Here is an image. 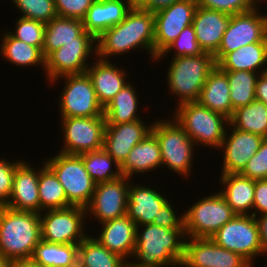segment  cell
<instances>
[{
	"instance_id": "3",
	"label": "cell",
	"mask_w": 267,
	"mask_h": 267,
	"mask_svg": "<svg viewBox=\"0 0 267 267\" xmlns=\"http://www.w3.org/2000/svg\"><path fill=\"white\" fill-rule=\"evenodd\" d=\"M41 240L40 213L0 206V254L8 261L31 259Z\"/></svg>"
},
{
	"instance_id": "1",
	"label": "cell",
	"mask_w": 267,
	"mask_h": 267,
	"mask_svg": "<svg viewBox=\"0 0 267 267\" xmlns=\"http://www.w3.org/2000/svg\"><path fill=\"white\" fill-rule=\"evenodd\" d=\"M154 13L142 8L131 9L125 19L112 26L96 39V56L108 60L109 56L125 54L131 49L142 48L154 60Z\"/></svg>"
},
{
	"instance_id": "13",
	"label": "cell",
	"mask_w": 267,
	"mask_h": 267,
	"mask_svg": "<svg viewBox=\"0 0 267 267\" xmlns=\"http://www.w3.org/2000/svg\"><path fill=\"white\" fill-rule=\"evenodd\" d=\"M62 119L64 136L63 149L59 151L68 155H81L103 148L106 119L100 117H70Z\"/></svg>"
},
{
	"instance_id": "6",
	"label": "cell",
	"mask_w": 267,
	"mask_h": 267,
	"mask_svg": "<svg viewBox=\"0 0 267 267\" xmlns=\"http://www.w3.org/2000/svg\"><path fill=\"white\" fill-rule=\"evenodd\" d=\"M151 133L157 138L162 156V166L179 175L190 176L193 163L194 141L172 117V121L152 123Z\"/></svg>"
},
{
	"instance_id": "45",
	"label": "cell",
	"mask_w": 267,
	"mask_h": 267,
	"mask_svg": "<svg viewBox=\"0 0 267 267\" xmlns=\"http://www.w3.org/2000/svg\"><path fill=\"white\" fill-rule=\"evenodd\" d=\"M21 162L9 163L4 158L0 159V206H5L10 199L16 167Z\"/></svg>"
},
{
	"instance_id": "43",
	"label": "cell",
	"mask_w": 267,
	"mask_h": 267,
	"mask_svg": "<svg viewBox=\"0 0 267 267\" xmlns=\"http://www.w3.org/2000/svg\"><path fill=\"white\" fill-rule=\"evenodd\" d=\"M240 174L253 180L267 179V138H264L259 150L249 159Z\"/></svg>"
},
{
	"instance_id": "52",
	"label": "cell",
	"mask_w": 267,
	"mask_h": 267,
	"mask_svg": "<svg viewBox=\"0 0 267 267\" xmlns=\"http://www.w3.org/2000/svg\"><path fill=\"white\" fill-rule=\"evenodd\" d=\"M130 8H142L145 9L146 0H123Z\"/></svg>"
},
{
	"instance_id": "32",
	"label": "cell",
	"mask_w": 267,
	"mask_h": 267,
	"mask_svg": "<svg viewBox=\"0 0 267 267\" xmlns=\"http://www.w3.org/2000/svg\"><path fill=\"white\" fill-rule=\"evenodd\" d=\"M38 192L40 213L46 210L64 209L73 206L66 197L63 185L46 165L39 168Z\"/></svg>"
},
{
	"instance_id": "29",
	"label": "cell",
	"mask_w": 267,
	"mask_h": 267,
	"mask_svg": "<svg viewBox=\"0 0 267 267\" xmlns=\"http://www.w3.org/2000/svg\"><path fill=\"white\" fill-rule=\"evenodd\" d=\"M85 32L83 21L75 18L55 17L46 23L42 52L45 59L65 43L78 42Z\"/></svg>"
},
{
	"instance_id": "17",
	"label": "cell",
	"mask_w": 267,
	"mask_h": 267,
	"mask_svg": "<svg viewBox=\"0 0 267 267\" xmlns=\"http://www.w3.org/2000/svg\"><path fill=\"white\" fill-rule=\"evenodd\" d=\"M130 179L121 176L118 179L96 184L90 203L85 207L88 214L103 223L127 214Z\"/></svg>"
},
{
	"instance_id": "54",
	"label": "cell",
	"mask_w": 267,
	"mask_h": 267,
	"mask_svg": "<svg viewBox=\"0 0 267 267\" xmlns=\"http://www.w3.org/2000/svg\"><path fill=\"white\" fill-rule=\"evenodd\" d=\"M65 267H82L79 263V261L77 260L76 262H74L73 264L69 265V266H65Z\"/></svg>"
},
{
	"instance_id": "16",
	"label": "cell",
	"mask_w": 267,
	"mask_h": 267,
	"mask_svg": "<svg viewBox=\"0 0 267 267\" xmlns=\"http://www.w3.org/2000/svg\"><path fill=\"white\" fill-rule=\"evenodd\" d=\"M183 267H253L245 258L221 246L211 238L186 237Z\"/></svg>"
},
{
	"instance_id": "14",
	"label": "cell",
	"mask_w": 267,
	"mask_h": 267,
	"mask_svg": "<svg viewBox=\"0 0 267 267\" xmlns=\"http://www.w3.org/2000/svg\"><path fill=\"white\" fill-rule=\"evenodd\" d=\"M96 50V38L87 31L78 37V42L63 44L45 59V74L48 75V80L52 81L69 74L85 73L90 65L86 64V61L91 54L97 53Z\"/></svg>"
},
{
	"instance_id": "51",
	"label": "cell",
	"mask_w": 267,
	"mask_h": 267,
	"mask_svg": "<svg viewBox=\"0 0 267 267\" xmlns=\"http://www.w3.org/2000/svg\"><path fill=\"white\" fill-rule=\"evenodd\" d=\"M8 267H39L31 259L11 260Z\"/></svg>"
},
{
	"instance_id": "46",
	"label": "cell",
	"mask_w": 267,
	"mask_h": 267,
	"mask_svg": "<svg viewBox=\"0 0 267 267\" xmlns=\"http://www.w3.org/2000/svg\"><path fill=\"white\" fill-rule=\"evenodd\" d=\"M154 225L171 229H184V215L177 217L173 207L167 201L159 210V215L154 218Z\"/></svg>"
},
{
	"instance_id": "44",
	"label": "cell",
	"mask_w": 267,
	"mask_h": 267,
	"mask_svg": "<svg viewBox=\"0 0 267 267\" xmlns=\"http://www.w3.org/2000/svg\"><path fill=\"white\" fill-rule=\"evenodd\" d=\"M95 0H54L57 15L83 20Z\"/></svg>"
},
{
	"instance_id": "47",
	"label": "cell",
	"mask_w": 267,
	"mask_h": 267,
	"mask_svg": "<svg viewBox=\"0 0 267 267\" xmlns=\"http://www.w3.org/2000/svg\"><path fill=\"white\" fill-rule=\"evenodd\" d=\"M251 215L257 217L259 215L267 213V179L255 180V189H254V204Z\"/></svg>"
},
{
	"instance_id": "24",
	"label": "cell",
	"mask_w": 267,
	"mask_h": 267,
	"mask_svg": "<svg viewBox=\"0 0 267 267\" xmlns=\"http://www.w3.org/2000/svg\"><path fill=\"white\" fill-rule=\"evenodd\" d=\"M133 184L130 182L126 215L136 224V228L140 229L141 225L153 223L168 200L152 188Z\"/></svg>"
},
{
	"instance_id": "41",
	"label": "cell",
	"mask_w": 267,
	"mask_h": 267,
	"mask_svg": "<svg viewBox=\"0 0 267 267\" xmlns=\"http://www.w3.org/2000/svg\"><path fill=\"white\" fill-rule=\"evenodd\" d=\"M16 22L15 32L11 31L10 34L14 38L29 45L39 47L42 50L46 23L21 16Z\"/></svg>"
},
{
	"instance_id": "34",
	"label": "cell",
	"mask_w": 267,
	"mask_h": 267,
	"mask_svg": "<svg viewBox=\"0 0 267 267\" xmlns=\"http://www.w3.org/2000/svg\"><path fill=\"white\" fill-rule=\"evenodd\" d=\"M82 267H128L120 255L109 251L90 235L78 244V259Z\"/></svg>"
},
{
	"instance_id": "33",
	"label": "cell",
	"mask_w": 267,
	"mask_h": 267,
	"mask_svg": "<svg viewBox=\"0 0 267 267\" xmlns=\"http://www.w3.org/2000/svg\"><path fill=\"white\" fill-rule=\"evenodd\" d=\"M78 259V244H56L41 240L31 260L39 267H65Z\"/></svg>"
},
{
	"instance_id": "19",
	"label": "cell",
	"mask_w": 267,
	"mask_h": 267,
	"mask_svg": "<svg viewBox=\"0 0 267 267\" xmlns=\"http://www.w3.org/2000/svg\"><path fill=\"white\" fill-rule=\"evenodd\" d=\"M231 135L226 132L220 146L224 150L222 174L240 173L249 159L259 150L264 140L260 135L231 128Z\"/></svg>"
},
{
	"instance_id": "15",
	"label": "cell",
	"mask_w": 267,
	"mask_h": 267,
	"mask_svg": "<svg viewBox=\"0 0 267 267\" xmlns=\"http://www.w3.org/2000/svg\"><path fill=\"white\" fill-rule=\"evenodd\" d=\"M196 0H181L154 12L155 39L154 60L189 25H192Z\"/></svg>"
},
{
	"instance_id": "12",
	"label": "cell",
	"mask_w": 267,
	"mask_h": 267,
	"mask_svg": "<svg viewBox=\"0 0 267 267\" xmlns=\"http://www.w3.org/2000/svg\"><path fill=\"white\" fill-rule=\"evenodd\" d=\"M46 211L44 215L40 213L42 240L56 244H79L88 236L83 227L87 215L85 207L71 206Z\"/></svg>"
},
{
	"instance_id": "37",
	"label": "cell",
	"mask_w": 267,
	"mask_h": 267,
	"mask_svg": "<svg viewBox=\"0 0 267 267\" xmlns=\"http://www.w3.org/2000/svg\"><path fill=\"white\" fill-rule=\"evenodd\" d=\"M230 86L232 115L234 110L253 102L259 74L251 71H224ZM257 74V75H256Z\"/></svg>"
},
{
	"instance_id": "38",
	"label": "cell",
	"mask_w": 267,
	"mask_h": 267,
	"mask_svg": "<svg viewBox=\"0 0 267 267\" xmlns=\"http://www.w3.org/2000/svg\"><path fill=\"white\" fill-rule=\"evenodd\" d=\"M90 177L96 184L118 179L122 176L120 165L102 148L79 155ZM114 163V165H112ZM111 166H116L112 171Z\"/></svg>"
},
{
	"instance_id": "4",
	"label": "cell",
	"mask_w": 267,
	"mask_h": 267,
	"mask_svg": "<svg viewBox=\"0 0 267 267\" xmlns=\"http://www.w3.org/2000/svg\"><path fill=\"white\" fill-rule=\"evenodd\" d=\"M214 55L204 52L196 56L172 58L167 71L169 91L178 104L197 101L209 73L216 67Z\"/></svg>"
},
{
	"instance_id": "21",
	"label": "cell",
	"mask_w": 267,
	"mask_h": 267,
	"mask_svg": "<svg viewBox=\"0 0 267 267\" xmlns=\"http://www.w3.org/2000/svg\"><path fill=\"white\" fill-rule=\"evenodd\" d=\"M231 15L197 6L192 25L203 52L215 54L222 42Z\"/></svg>"
},
{
	"instance_id": "31",
	"label": "cell",
	"mask_w": 267,
	"mask_h": 267,
	"mask_svg": "<svg viewBox=\"0 0 267 267\" xmlns=\"http://www.w3.org/2000/svg\"><path fill=\"white\" fill-rule=\"evenodd\" d=\"M128 83L122 88L112 99V101L104 108V117L106 125H117L121 123H129L139 120L137 116V93L134 87Z\"/></svg>"
},
{
	"instance_id": "26",
	"label": "cell",
	"mask_w": 267,
	"mask_h": 267,
	"mask_svg": "<svg viewBox=\"0 0 267 267\" xmlns=\"http://www.w3.org/2000/svg\"><path fill=\"white\" fill-rule=\"evenodd\" d=\"M197 102L228 119L232 117L230 86L227 75L217 65L209 73Z\"/></svg>"
},
{
	"instance_id": "7",
	"label": "cell",
	"mask_w": 267,
	"mask_h": 267,
	"mask_svg": "<svg viewBox=\"0 0 267 267\" xmlns=\"http://www.w3.org/2000/svg\"><path fill=\"white\" fill-rule=\"evenodd\" d=\"M44 163L55 173L73 206L86 207L90 203L96 183L85 170L79 155L59 152Z\"/></svg>"
},
{
	"instance_id": "50",
	"label": "cell",
	"mask_w": 267,
	"mask_h": 267,
	"mask_svg": "<svg viewBox=\"0 0 267 267\" xmlns=\"http://www.w3.org/2000/svg\"><path fill=\"white\" fill-rule=\"evenodd\" d=\"M181 0H146L145 10L156 12Z\"/></svg>"
},
{
	"instance_id": "18",
	"label": "cell",
	"mask_w": 267,
	"mask_h": 267,
	"mask_svg": "<svg viewBox=\"0 0 267 267\" xmlns=\"http://www.w3.org/2000/svg\"><path fill=\"white\" fill-rule=\"evenodd\" d=\"M151 128L152 124L147 126L141 119L105 125L103 148L121 166L132 148L151 132Z\"/></svg>"
},
{
	"instance_id": "2",
	"label": "cell",
	"mask_w": 267,
	"mask_h": 267,
	"mask_svg": "<svg viewBox=\"0 0 267 267\" xmlns=\"http://www.w3.org/2000/svg\"><path fill=\"white\" fill-rule=\"evenodd\" d=\"M143 232L136 228V245L128 267L181 266L185 248V229H171L154 224L141 225ZM136 262V263H135Z\"/></svg>"
},
{
	"instance_id": "9",
	"label": "cell",
	"mask_w": 267,
	"mask_h": 267,
	"mask_svg": "<svg viewBox=\"0 0 267 267\" xmlns=\"http://www.w3.org/2000/svg\"><path fill=\"white\" fill-rule=\"evenodd\" d=\"M64 78L66 85L61 92L60 117H100L104 108L98 102L91 78L85 73L69 74L58 77L50 82Z\"/></svg>"
},
{
	"instance_id": "49",
	"label": "cell",
	"mask_w": 267,
	"mask_h": 267,
	"mask_svg": "<svg viewBox=\"0 0 267 267\" xmlns=\"http://www.w3.org/2000/svg\"><path fill=\"white\" fill-rule=\"evenodd\" d=\"M259 216L261 217H256V221L259 228V238L264 254H267V213Z\"/></svg>"
},
{
	"instance_id": "30",
	"label": "cell",
	"mask_w": 267,
	"mask_h": 267,
	"mask_svg": "<svg viewBox=\"0 0 267 267\" xmlns=\"http://www.w3.org/2000/svg\"><path fill=\"white\" fill-rule=\"evenodd\" d=\"M267 63V42H257L245 45L227 53L217 66L222 71H251L258 73ZM257 71V72H256Z\"/></svg>"
},
{
	"instance_id": "11",
	"label": "cell",
	"mask_w": 267,
	"mask_h": 267,
	"mask_svg": "<svg viewBox=\"0 0 267 267\" xmlns=\"http://www.w3.org/2000/svg\"><path fill=\"white\" fill-rule=\"evenodd\" d=\"M259 8L231 15L221 45L214 54L216 64L227 54L248 44L267 42V14Z\"/></svg>"
},
{
	"instance_id": "25",
	"label": "cell",
	"mask_w": 267,
	"mask_h": 267,
	"mask_svg": "<svg viewBox=\"0 0 267 267\" xmlns=\"http://www.w3.org/2000/svg\"><path fill=\"white\" fill-rule=\"evenodd\" d=\"M131 9L123 0H95L82 20L85 31L97 39L123 21Z\"/></svg>"
},
{
	"instance_id": "36",
	"label": "cell",
	"mask_w": 267,
	"mask_h": 267,
	"mask_svg": "<svg viewBox=\"0 0 267 267\" xmlns=\"http://www.w3.org/2000/svg\"><path fill=\"white\" fill-rule=\"evenodd\" d=\"M1 54L6 61L20 67L42 65L45 71V57L39 47L29 45L17 38L10 32H5L1 43Z\"/></svg>"
},
{
	"instance_id": "35",
	"label": "cell",
	"mask_w": 267,
	"mask_h": 267,
	"mask_svg": "<svg viewBox=\"0 0 267 267\" xmlns=\"http://www.w3.org/2000/svg\"><path fill=\"white\" fill-rule=\"evenodd\" d=\"M229 124L235 129L267 138V105L255 99L247 106L234 110Z\"/></svg>"
},
{
	"instance_id": "27",
	"label": "cell",
	"mask_w": 267,
	"mask_h": 267,
	"mask_svg": "<svg viewBox=\"0 0 267 267\" xmlns=\"http://www.w3.org/2000/svg\"><path fill=\"white\" fill-rule=\"evenodd\" d=\"M160 166H162L160 146L157 138L150 132L132 148L126 160L120 166V170L123 176L131 179L133 174L147 173Z\"/></svg>"
},
{
	"instance_id": "22",
	"label": "cell",
	"mask_w": 267,
	"mask_h": 267,
	"mask_svg": "<svg viewBox=\"0 0 267 267\" xmlns=\"http://www.w3.org/2000/svg\"><path fill=\"white\" fill-rule=\"evenodd\" d=\"M99 237H95L109 251L122 258H131L136 245V224L127 216L101 223ZM131 256V257H130Z\"/></svg>"
},
{
	"instance_id": "48",
	"label": "cell",
	"mask_w": 267,
	"mask_h": 267,
	"mask_svg": "<svg viewBox=\"0 0 267 267\" xmlns=\"http://www.w3.org/2000/svg\"><path fill=\"white\" fill-rule=\"evenodd\" d=\"M262 70L256 81L255 97L267 105V68Z\"/></svg>"
},
{
	"instance_id": "10",
	"label": "cell",
	"mask_w": 267,
	"mask_h": 267,
	"mask_svg": "<svg viewBox=\"0 0 267 267\" xmlns=\"http://www.w3.org/2000/svg\"><path fill=\"white\" fill-rule=\"evenodd\" d=\"M210 238L218 246L241 255L251 265L253 258L264 254L258 224L253 215H236Z\"/></svg>"
},
{
	"instance_id": "20",
	"label": "cell",
	"mask_w": 267,
	"mask_h": 267,
	"mask_svg": "<svg viewBox=\"0 0 267 267\" xmlns=\"http://www.w3.org/2000/svg\"><path fill=\"white\" fill-rule=\"evenodd\" d=\"M29 165L26 161H22L16 167L12 193L5 206L16 211L40 213L38 192L39 170L37 171Z\"/></svg>"
},
{
	"instance_id": "28",
	"label": "cell",
	"mask_w": 267,
	"mask_h": 267,
	"mask_svg": "<svg viewBox=\"0 0 267 267\" xmlns=\"http://www.w3.org/2000/svg\"><path fill=\"white\" fill-rule=\"evenodd\" d=\"M224 189L219 193L237 215H251L254 204L255 180L240 173L221 174Z\"/></svg>"
},
{
	"instance_id": "5",
	"label": "cell",
	"mask_w": 267,
	"mask_h": 267,
	"mask_svg": "<svg viewBox=\"0 0 267 267\" xmlns=\"http://www.w3.org/2000/svg\"><path fill=\"white\" fill-rule=\"evenodd\" d=\"M177 111L173 118L194 141L203 148L220 149L226 134L224 126L229 125V119L217 112L211 111L197 101L177 104ZM227 123V124H226Z\"/></svg>"
},
{
	"instance_id": "42",
	"label": "cell",
	"mask_w": 267,
	"mask_h": 267,
	"mask_svg": "<svg viewBox=\"0 0 267 267\" xmlns=\"http://www.w3.org/2000/svg\"><path fill=\"white\" fill-rule=\"evenodd\" d=\"M197 6L235 15L253 10L258 6L255 0H196Z\"/></svg>"
},
{
	"instance_id": "23",
	"label": "cell",
	"mask_w": 267,
	"mask_h": 267,
	"mask_svg": "<svg viewBox=\"0 0 267 267\" xmlns=\"http://www.w3.org/2000/svg\"><path fill=\"white\" fill-rule=\"evenodd\" d=\"M86 72L91 78L98 102L105 108L114 96L124 88L126 82V71L119 69L109 60L96 59ZM113 64V65H112Z\"/></svg>"
},
{
	"instance_id": "8",
	"label": "cell",
	"mask_w": 267,
	"mask_h": 267,
	"mask_svg": "<svg viewBox=\"0 0 267 267\" xmlns=\"http://www.w3.org/2000/svg\"><path fill=\"white\" fill-rule=\"evenodd\" d=\"M183 215L186 237L210 238L237 214L216 193L197 201Z\"/></svg>"
},
{
	"instance_id": "53",
	"label": "cell",
	"mask_w": 267,
	"mask_h": 267,
	"mask_svg": "<svg viewBox=\"0 0 267 267\" xmlns=\"http://www.w3.org/2000/svg\"><path fill=\"white\" fill-rule=\"evenodd\" d=\"M9 261L0 254V267H8Z\"/></svg>"
},
{
	"instance_id": "40",
	"label": "cell",
	"mask_w": 267,
	"mask_h": 267,
	"mask_svg": "<svg viewBox=\"0 0 267 267\" xmlns=\"http://www.w3.org/2000/svg\"><path fill=\"white\" fill-rule=\"evenodd\" d=\"M173 50H175V56L173 55V58L181 56H196L204 53L196 39L193 25L185 27L180 35L172 43H170L159 56L156 57V60L161 59V57L163 58L166 53L168 54V52Z\"/></svg>"
},
{
	"instance_id": "39",
	"label": "cell",
	"mask_w": 267,
	"mask_h": 267,
	"mask_svg": "<svg viewBox=\"0 0 267 267\" xmlns=\"http://www.w3.org/2000/svg\"><path fill=\"white\" fill-rule=\"evenodd\" d=\"M13 4L21 11V17L50 22L57 17L54 0H12Z\"/></svg>"
}]
</instances>
